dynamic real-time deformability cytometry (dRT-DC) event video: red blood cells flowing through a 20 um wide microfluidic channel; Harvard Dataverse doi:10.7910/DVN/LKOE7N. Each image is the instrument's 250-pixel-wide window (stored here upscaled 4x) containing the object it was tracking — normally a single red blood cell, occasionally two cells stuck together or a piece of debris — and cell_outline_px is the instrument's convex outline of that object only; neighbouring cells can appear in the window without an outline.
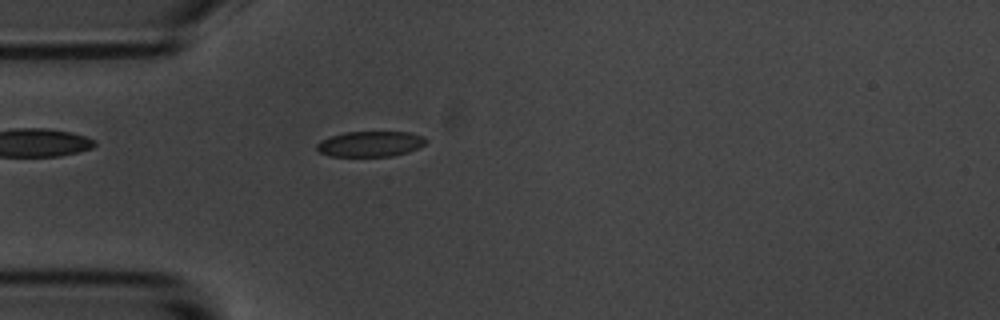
{"species": "common noctule bat (a hibernating species)", "species_latin": "Nyctalus noctula", "temperature_condition": "room temperature", "stored_images_in_passage": 56, "camera_frame_rate_fps": 3000, "um_per_image_px": 0.085, "animal": {"sex": "male", "body_mass_g": 20.1, "forearm_length_mm": 53.5}, "frame": {"image": 1, "passage_image": 15, "time_ms": 4.667, "image_size_px": [1000, 320], "cell_outline_px": [[428, 140], [424, 144], [408, 152], [392, 156], [332, 156], [320, 152], [316, 148], [316, 144], [320, 140], [344, 132], [408, 132], [424, 136]], "centroid_in_image_um": [31.48, 12.23], "position_along_channel_um": 53.5, "area_um2": 16.13}}
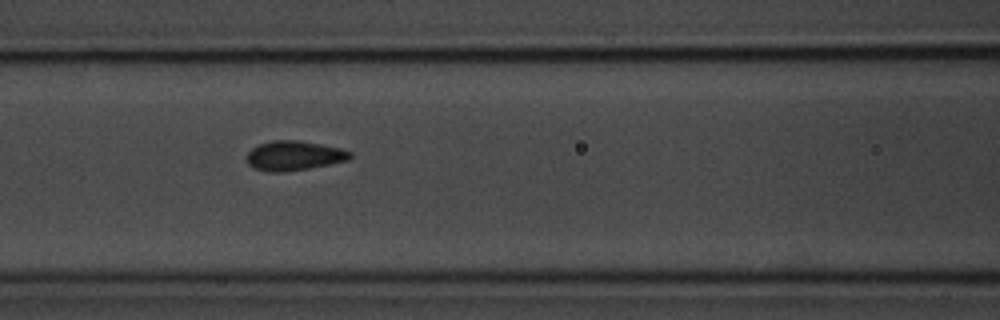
{"frame": {"image": 2, "passage_image": 23, "time_ms": 7.333, "image_size_px": [1000, 320], "cell_outline_px": [[352, 156], [348, 160], [308, 168], [284, 172], [268, 172], [252, 168], [248, 164], [248, 152], [252, 148], [260, 144], [272, 140], [300, 140], [340, 148], [352, 152]], "centroid_in_image_um": [24.98, 13.23], "position_along_channel_um": 141.6, "area_um2": 17.74}}
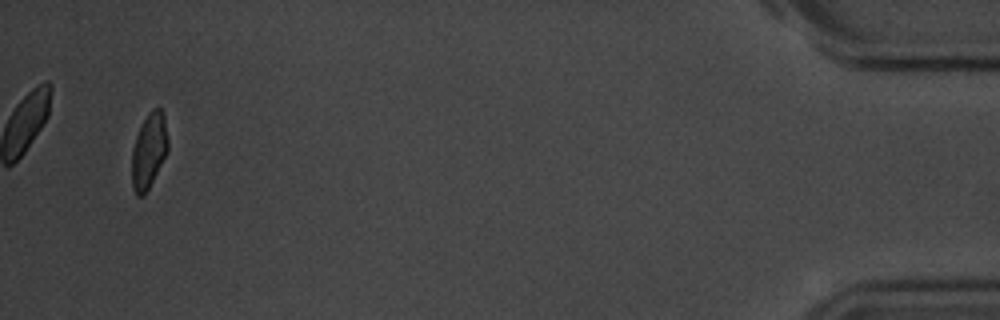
{"frame": {"image": 3, "passage_image": 54, "time_ms": 17.667, "image_size_px": [1000, 320], "cell_outline_px": [[168, 152], [144, 196], [136, 196], [132, 188], [132, 148], [136, 136], [148, 112], [152, 108], [160, 108], [164, 112], [168, 140]], "centroid_in_image_um": [12.66, 12.81], "position_along_channel_um": 422.5, "area_um2": 15.95}, "authors_computed_cell_mechanics": {"area_um2": 17.2244, "velocity_mm_per_s": 3.5113, "shape_relaxation_time_tau1_ms": 3.3978, "shape_relaxation_time_tau2_ms": null, "deformation_change_tau1": 0.0762, "deformation_change_tau2": null}}